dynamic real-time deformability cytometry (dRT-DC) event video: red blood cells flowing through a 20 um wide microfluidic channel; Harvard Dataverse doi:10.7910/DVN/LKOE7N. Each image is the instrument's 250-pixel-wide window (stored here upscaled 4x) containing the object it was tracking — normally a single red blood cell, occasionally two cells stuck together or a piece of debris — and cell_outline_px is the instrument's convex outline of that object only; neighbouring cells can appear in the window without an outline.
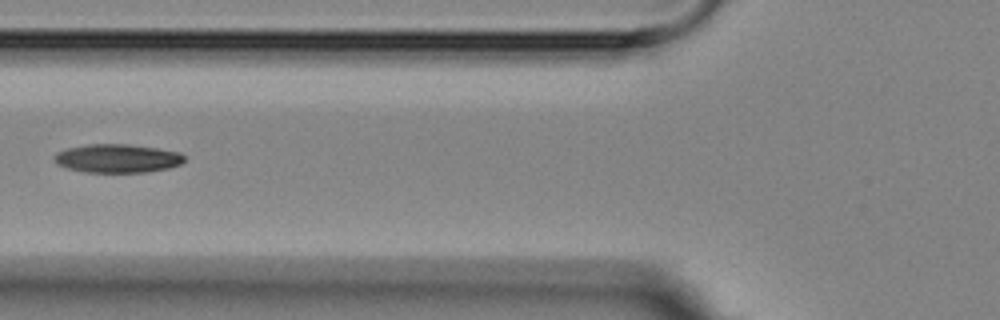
{"species": "Egyptian fruit bat (a non-hibernating species)", "species_latin": "Rousettus aegyptiacus", "temperature_condition": "room temperature", "stored_images_in_passage": 7, "camera_frame_rate_fps": 3000, "um_per_image_px": 0.085, "animal": {"sex": "female"}, "frame": {"image": 1, "passage_image": 2, "time_ms": 1.333, "image_size_px": [1000, 320], "cell_outline_px": [[184, 160], [180, 164], [168, 168], [144, 172], [88, 172], [68, 168], [56, 164], [56, 152], [68, 148], [88, 144], [128, 144], [156, 148], [180, 152], [184, 156]], "centroid_in_image_um": [9.99, 13.46], "position_along_channel_um": 115.8, "area_um2": 21.39}}
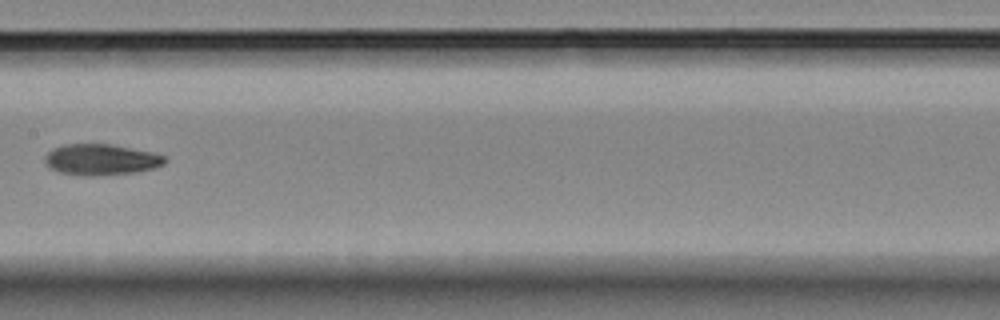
{"frame": {"image": 2, "passage_image": 4, "time_ms": 3.667, "image_size_px": [1000, 320], "cell_outline_px": [[168, 160], [164, 164], [152, 168], [136, 172], [96, 176], [80, 176], [56, 172], [48, 168], [44, 164], [44, 156], [52, 148], [64, 144], [112, 144], [152, 152], [164, 156]], "centroid_in_image_um": [8.52, 13.57], "position_along_channel_um": 198.9, "area_um2": 22.08}}
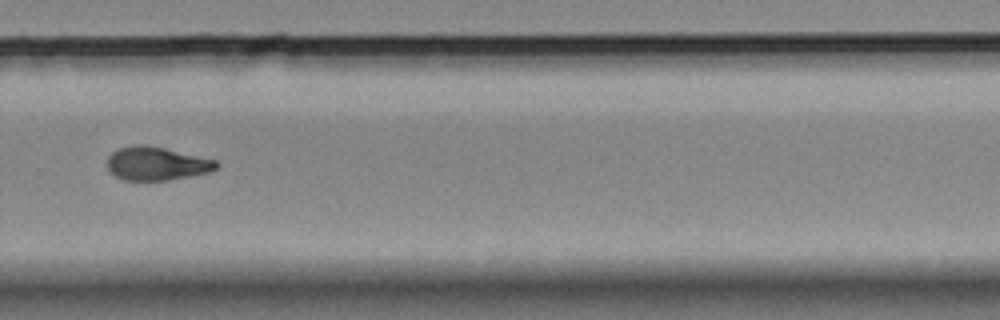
{"frame": {"image": 3, "passage_image": 7, "time_ms": 7.0, "image_size_px": [1000, 320], "cell_outline_px": [[220, 164], [216, 168], [208, 172], [168, 180], [124, 180], [116, 176], [108, 168], [108, 156], [112, 152], [120, 148], [136, 144], [144, 144], [164, 148], [216, 160]], "centroid_in_image_um": [13.3, 13.9], "position_along_channel_um": 316.5, "area_um2": 20.98}}